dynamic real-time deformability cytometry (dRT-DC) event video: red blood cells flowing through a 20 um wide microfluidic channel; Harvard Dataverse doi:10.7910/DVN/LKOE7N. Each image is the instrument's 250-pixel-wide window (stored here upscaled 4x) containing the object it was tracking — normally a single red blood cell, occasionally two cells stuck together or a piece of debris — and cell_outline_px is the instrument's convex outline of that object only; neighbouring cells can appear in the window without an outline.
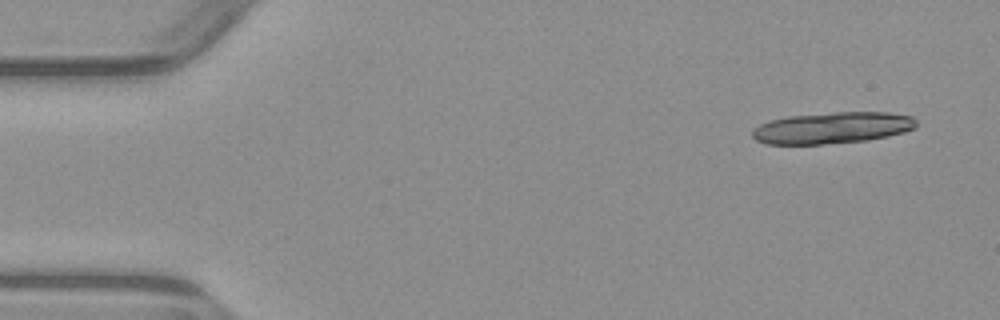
{"species": "common noctule bat (a hibernating species)", "species_latin": "Nyctalus noctula", "temperature_condition": "warm", "stored_images_in_passage": 5, "camera_frame_rate_fps": 3000, "um_per_image_px": 0.085, "animal": {"sex": "male", "body_mass_g": 23.1, "forearm_length_mm": 52.7}, "frame": {"image": 1, "passage_image": 1, "time_ms": 0.0, "image_size_px": [1000, 320], "cell_outline_px": [[916, 128], [904, 132], [888, 136], [868, 140], [820, 144], [764, 144], [756, 140], [752, 136], [752, 128], [768, 120], [788, 116], [832, 112], [888, 112], [912, 116], [916, 120]], "centroid_in_image_um": [70.73, 10.86], "position_along_channel_um": 14.3, "area_um2": 30.29}}
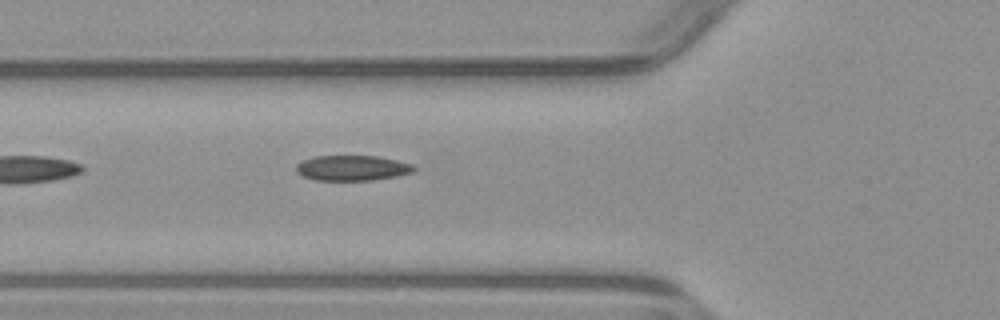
{"frame": {"image": 2, "passage_image": 5, "time_ms": 5.333, "image_size_px": [1000, 320], "cell_outline_px": [[416, 168], [412, 172], [396, 176], [372, 180], [316, 180], [304, 176], [296, 172], [296, 164], [304, 160], [316, 156], [376, 156], [396, 160], [412, 164]], "centroid_in_image_um": [29.93, 14.28], "position_along_channel_um": 95.9, "area_um2": 17.17}}